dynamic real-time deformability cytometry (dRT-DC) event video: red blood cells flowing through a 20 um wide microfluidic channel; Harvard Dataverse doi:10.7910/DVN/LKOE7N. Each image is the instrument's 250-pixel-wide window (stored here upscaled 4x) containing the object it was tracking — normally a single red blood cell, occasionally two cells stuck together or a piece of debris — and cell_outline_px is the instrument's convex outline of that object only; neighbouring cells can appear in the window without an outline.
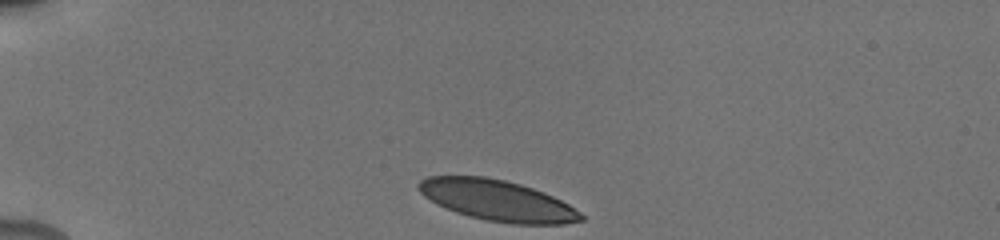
{"species": "human", "species_latin": "Homo sapiens", "temperature_condition": "cold", "stored_images_in_passage": 10, "camera_frame_rate_fps": 3000, "um_per_image_px": 0.085, "donor": {"sex": "male"}, "frame": {"image": 1, "passage_image": 1, "time_ms": 0.0, "image_size_px": [1000, 240], "cell_outline_px": [[584, 220], [564, 224], [512, 224], [488, 220], [456, 212], [436, 204], [424, 196], [416, 188], [416, 184], [420, 180], [428, 176], [484, 176], [504, 180], [520, 184], [544, 192], [568, 204], [580, 212], [584, 216]], "centroid_in_image_um": [42.25, 17.03], "position_along_channel_um": 42.7, "area_um2": 38.49}}
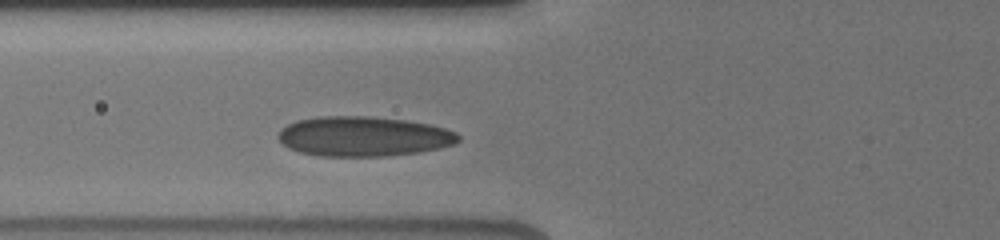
{"frame": {"image": 2, "passage_image": 10, "time_ms": 2.667, "image_size_px": [1000, 240], "cell_outline_px": [[460, 140], [456, 144], [440, 148], [416, 152], [384, 156], [320, 156], [300, 152], [288, 148], [276, 136], [280, 128], [296, 120], [320, 116], [368, 116], [404, 120], [428, 124], [444, 128], [456, 132], [460, 136]], "centroid_in_image_um": [30.88, 11.59], "position_along_channel_um": 94.9, "area_um2": 41.91}}